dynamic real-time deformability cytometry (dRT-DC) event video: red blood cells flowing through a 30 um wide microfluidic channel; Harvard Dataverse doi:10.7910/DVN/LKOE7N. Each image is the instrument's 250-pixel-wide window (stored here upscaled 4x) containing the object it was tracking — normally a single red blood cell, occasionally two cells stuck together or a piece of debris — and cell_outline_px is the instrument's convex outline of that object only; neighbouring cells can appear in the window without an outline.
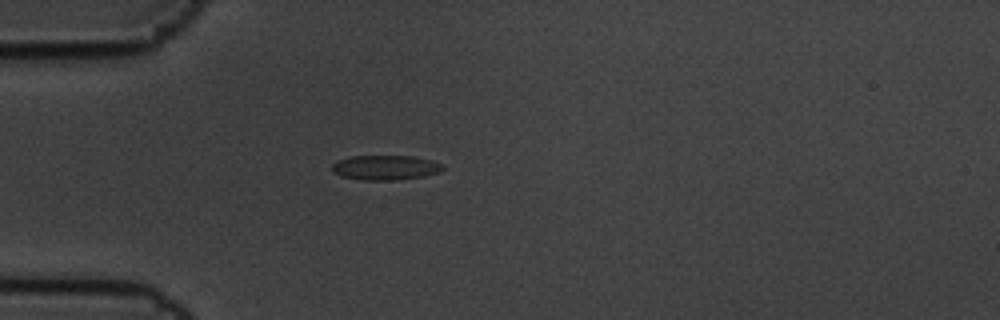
{"species": "common noctule bat (a hibernating species)", "species_latin": "Nyctalus noctula", "temperature_condition": "cold", "stored_images_in_passage": 1, "camera_frame_rate_fps": 3000, "um_per_image_px": 0.085, "animal": {"sex": "male", "body_mass_g": 19.5, "forearm_length_mm": 54.6}, "frame": {"image": 1, "passage_image": 1, "time_ms": 0.0, "image_size_px": [1000, 320], "cell_outline_px": [[444, 168], [440, 172], [424, 176], [396, 180], [364, 180], [340, 176], [332, 172], [332, 164], [336, 160], [348, 156], [412, 156], [432, 160], [444, 164]], "centroid_in_image_um": [32.74, 14.24], "position_along_channel_um": 52.3, "area_um2": 16.18}}